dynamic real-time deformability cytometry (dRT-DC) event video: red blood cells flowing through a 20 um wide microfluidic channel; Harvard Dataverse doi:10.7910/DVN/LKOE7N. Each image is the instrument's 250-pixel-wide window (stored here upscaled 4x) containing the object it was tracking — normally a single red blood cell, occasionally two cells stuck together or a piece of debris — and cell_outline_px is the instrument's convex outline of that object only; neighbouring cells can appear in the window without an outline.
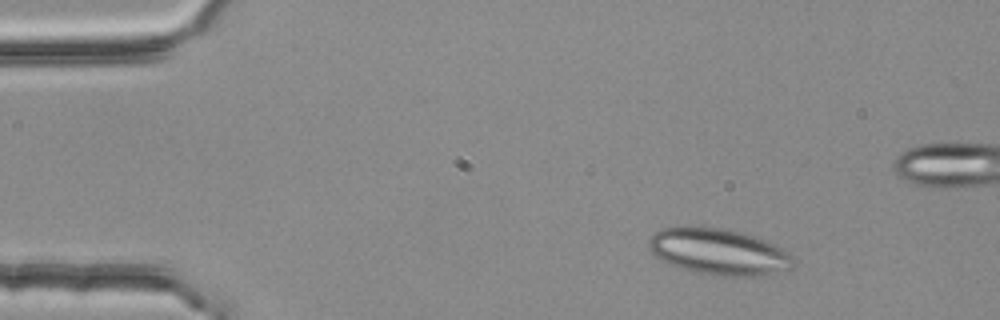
{"species": "common noctule bat (a hibernating species)", "species_latin": "Nyctalus noctula", "temperature_condition": "room temperature", "stored_images_in_passage": 3, "camera_frame_rate_fps": 3000, "um_per_image_px": 0.085, "animal": {"sex": "female", "body_mass_g": 25.1}, "frame": {"image": 1, "passage_image": 1, "time_ms": 0.0, "image_size_px": [1000, 320], "cell_outline_px": [[796, 264], [792, 268], [764, 276], [720, 276], [696, 272], [680, 268], [668, 264], [652, 256], [648, 248], [648, 240], [660, 228], [724, 228], [744, 232], [768, 240], [784, 248], [792, 256]], "centroid_in_image_um": [61.13, 21.42], "position_along_channel_um": 23.9, "area_um2": 39.42}}